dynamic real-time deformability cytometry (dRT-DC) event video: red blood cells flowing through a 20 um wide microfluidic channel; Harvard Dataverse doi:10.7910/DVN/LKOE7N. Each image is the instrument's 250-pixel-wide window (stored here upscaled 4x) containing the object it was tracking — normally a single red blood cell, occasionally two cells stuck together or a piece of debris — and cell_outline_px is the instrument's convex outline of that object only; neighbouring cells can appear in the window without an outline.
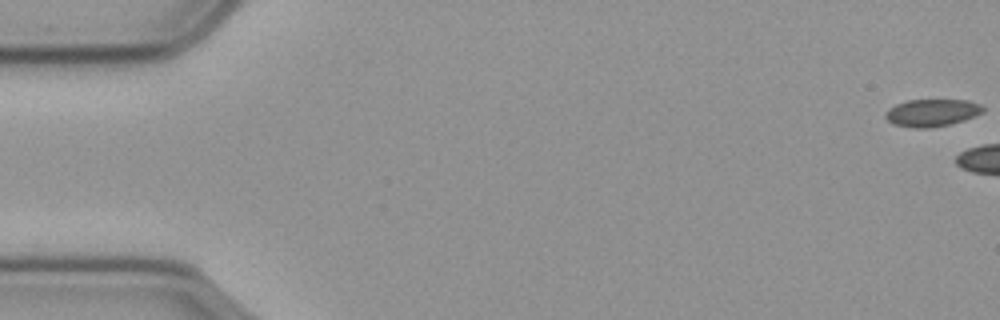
{"species": "common noctule bat (a hibernating species)", "species_latin": "Nyctalus noctula", "temperature_condition": "cold", "stored_images_in_passage": 21, "camera_frame_rate_fps": 3000, "um_per_image_px": 0.085, "animal": {"sex": "male", "body_mass_g": 23.1, "forearm_length_mm": 52.7}, "frame": {"image": 1, "passage_image": 1, "time_ms": 0.0, "image_size_px": [1000, 320], "cell_outline_px": [[984, 112], [964, 120], [948, 124], [928, 128], [912, 128], [892, 124], [884, 116], [884, 112], [888, 108], [896, 104], [908, 100], [968, 100], [980, 104], [984, 108]], "centroid_in_image_um": [79.18, 9.58], "position_along_channel_um": 5.8, "area_um2": 15.61}}
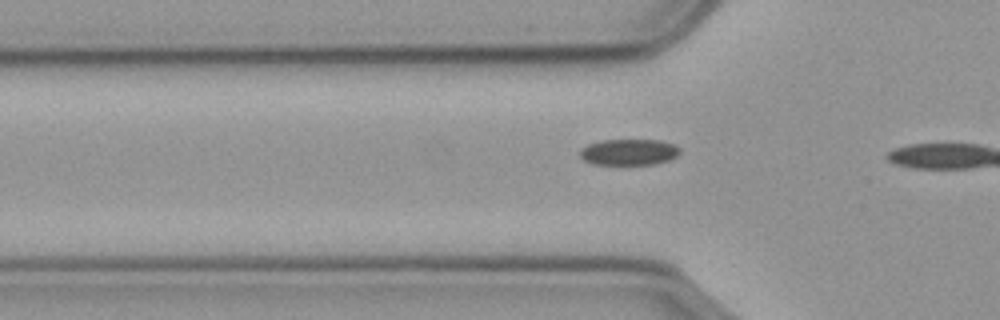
{"frame": {"image": 2, "passage_image": 19, "time_ms": 6.0, "image_size_px": [1000, 320], "cell_outline_px": [[680, 152], [676, 156], [668, 160], [652, 164], [592, 164], [584, 160], [580, 156], [580, 148], [588, 144], [600, 140], [660, 140], [676, 144], [680, 148]], "centroid_in_image_um": [53.45, 12.91], "position_along_channel_um": 72.3, "area_um2": 15.26}}